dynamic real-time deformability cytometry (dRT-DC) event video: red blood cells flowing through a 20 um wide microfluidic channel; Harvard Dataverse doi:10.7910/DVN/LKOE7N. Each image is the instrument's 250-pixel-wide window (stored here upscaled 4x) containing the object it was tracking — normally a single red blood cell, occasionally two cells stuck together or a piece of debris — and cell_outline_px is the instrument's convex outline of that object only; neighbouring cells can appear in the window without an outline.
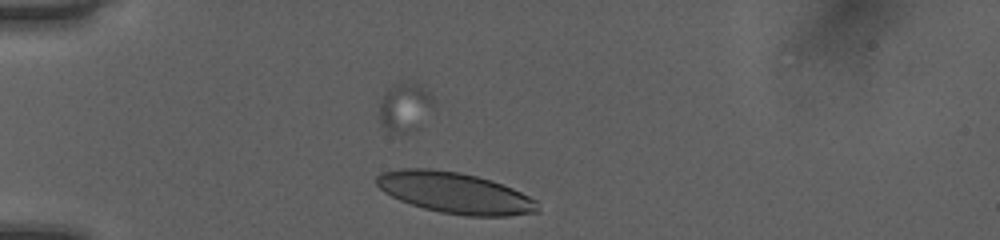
{"species": "human", "species_latin": "Homo sapiens", "temperature_condition": "room temperature", "stored_images_in_passage": 32, "camera_frame_rate_fps": 3000, "um_per_image_px": 0.085, "donor": {"sex": "female"}, "frame": {"image": 1, "passage_image": 1, "time_ms": 0.0, "image_size_px": [1000, 240], "cell_outline_px": [[540, 212], [508, 216], [464, 216], [440, 212], [424, 208], [400, 200], [384, 192], [376, 184], [376, 176], [384, 172], [400, 168], [428, 168], [460, 172], [492, 180], [512, 188], [536, 200]], "centroid_in_image_um": [38.67, 16.39], "position_along_channel_um": 46.3, "area_um2": 38.55}}
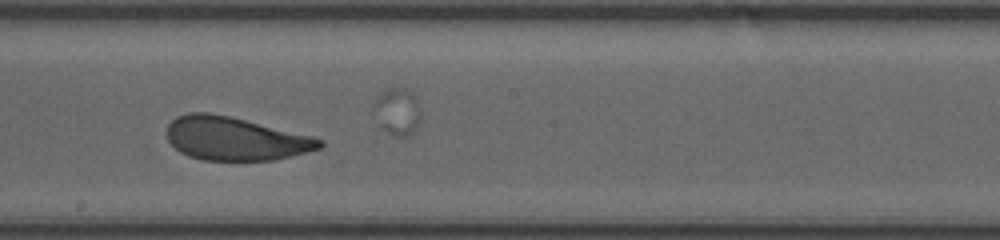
{"frame": {"image": 2, "passage_image": 17, "time_ms": 5.333, "image_size_px": [1000, 240], "cell_outline_px": [[324, 144], [320, 148], [272, 160], [204, 160], [188, 156], [180, 152], [168, 140], [168, 124], [176, 116], [188, 112], [208, 112], [228, 116], [312, 136], [324, 140]], "centroid_in_image_um": [19.96, 11.78], "position_along_channel_um": 228.2, "area_um2": 38.15}}
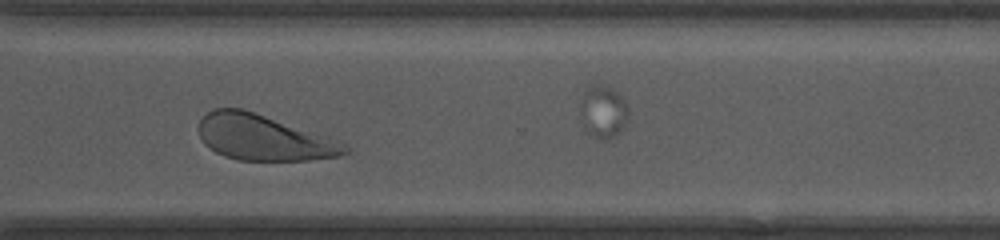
{"frame": {"image": 3, "passage_image": 26, "time_ms": 8.333, "image_size_px": [1000, 240], "cell_outline_px": [[352, 148], [348, 152], [340, 156], [308, 160], [236, 160], [224, 156], [216, 152], [204, 144], [200, 136], [200, 120], [212, 108], [244, 108], [328, 136], [348, 144]], "centroid_in_image_um": [22.45, 11.69], "position_along_channel_um": 348.2, "area_um2": 39.13}}